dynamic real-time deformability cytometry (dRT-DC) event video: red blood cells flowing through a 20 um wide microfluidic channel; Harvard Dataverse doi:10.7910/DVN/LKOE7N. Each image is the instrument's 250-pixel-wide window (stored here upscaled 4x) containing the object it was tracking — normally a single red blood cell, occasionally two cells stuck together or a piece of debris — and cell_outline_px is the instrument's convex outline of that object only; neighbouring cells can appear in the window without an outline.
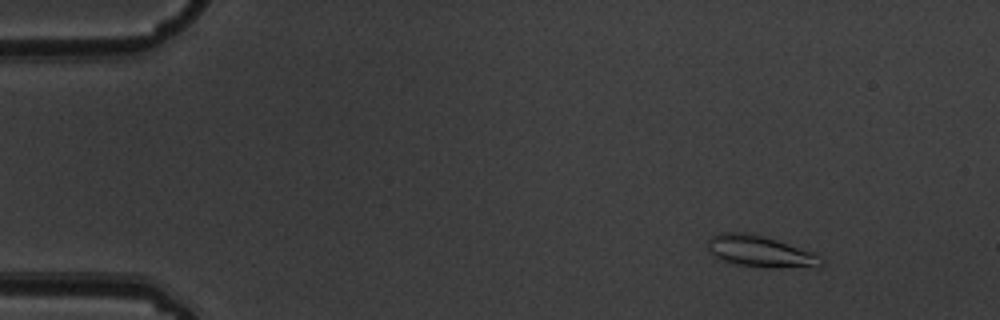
{"species": "common noctule bat (a hibernating species)", "species_latin": "Nyctalus noctula", "temperature_condition": "warm", "stored_images_in_passage": 5, "camera_frame_rate_fps": 3000, "um_per_image_px": 0.085, "animal": {"sex": "male", "body_mass_g": 19.5, "forearm_length_mm": 54.6}, "frame": {"image": 1, "passage_image": 2, "time_ms": 0.333, "image_size_px": [1000, 320], "cell_outline_px": [[824, 264], [816, 268], [764, 268], [736, 264], [724, 260], [716, 256], [708, 248], [708, 240], [712, 236], [720, 232], [744, 232], [764, 236], [812, 252], [820, 256], [824, 260]], "centroid_in_image_um": [64.69, 21.39], "position_along_channel_um": 20.3, "area_um2": 20.87}}
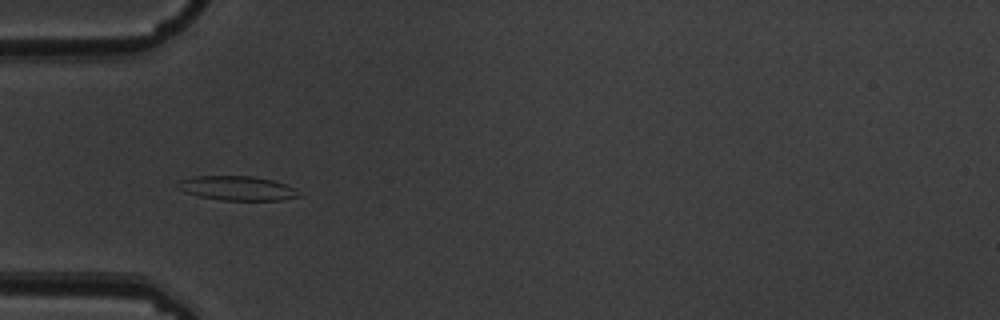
{"frame": {"image": 2, "passage_image": 5, "time_ms": 1.333, "image_size_px": [1000, 320], "cell_outline_px": [[304, 196], [280, 200], [224, 200], [200, 196], [184, 192], [176, 188], [180, 180], [196, 176], [256, 176], [272, 180], [284, 184], [292, 188]], "centroid_in_image_um": [20.16, 16.0], "position_along_channel_um": 64.8, "area_um2": 17.05}}